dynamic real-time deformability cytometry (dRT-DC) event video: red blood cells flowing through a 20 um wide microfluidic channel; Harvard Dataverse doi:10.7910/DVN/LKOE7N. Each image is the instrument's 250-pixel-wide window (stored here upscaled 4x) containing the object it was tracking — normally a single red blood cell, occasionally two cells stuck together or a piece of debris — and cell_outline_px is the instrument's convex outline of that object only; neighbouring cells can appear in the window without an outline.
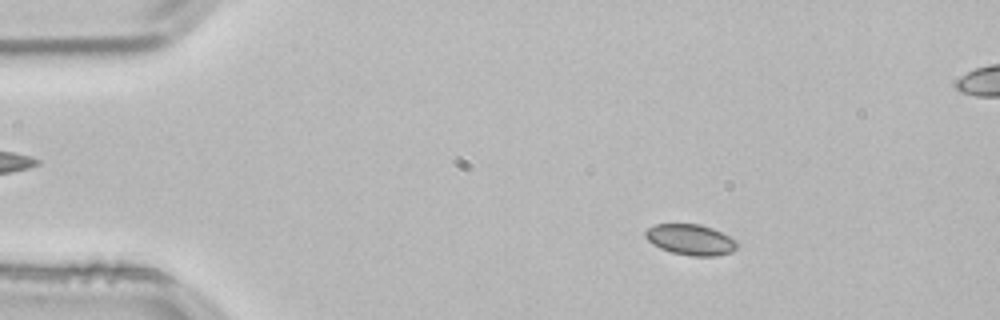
{"species": "common noctule bat (a hibernating species)", "species_latin": "Nyctalus noctula", "temperature_condition": "room temperature", "stored_images_in_passage": 54, "camera_frame_rate_fps": 3000, "um_per_image_px": 0.085, "animal": {"sex": "male", "body_mass_g": 21.5, "forearm_length_mm": 52.0}, "frame": {"image": 1, "passage_image": 8, "time_ms": 2.333, "image_size_px": [1000, 320], "cell_outline_px": [[736, 248], [732, 252], [716, 256], [692, 256], [672, 252], [660, 248], [652, 244], [644, 236], [644, 232], [648, 228], [656, 224], [700, 224], [712, 228], [736, 240]], "centroid_in_image_um": [58.68, 20.37], "position_along_channel_um": 26.3, "area_um2": 16.36}}
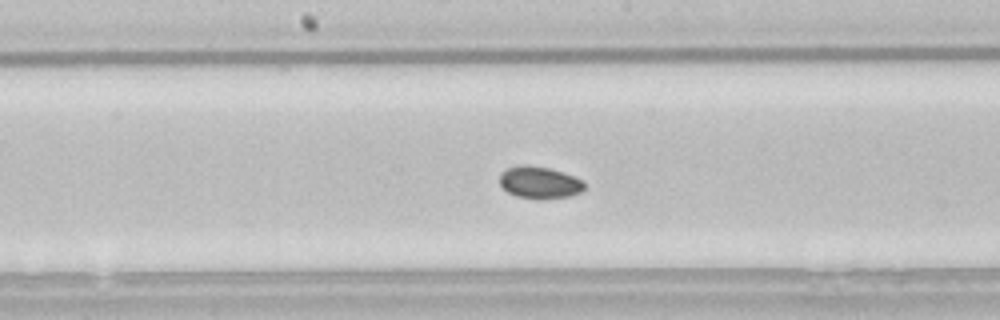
{"frame": {"image": 2, "passage_image": 27, "time_ms": 8.667, "image_size_px": [1000, 320], "cell_outline_px": [[584, 188], [580, 192], [568, 196], [540, 200], [536, 200], [516, 196], [508, 192], [500, 184], [500, 172], [508, 168], [520, 164], [528, 164], [548, 168], [564, 172], [584, 180]], "centroid_in_image_um": [45.85, 15.51], "position_along_channel_um": 202.3, "area_um2": 16.07}}
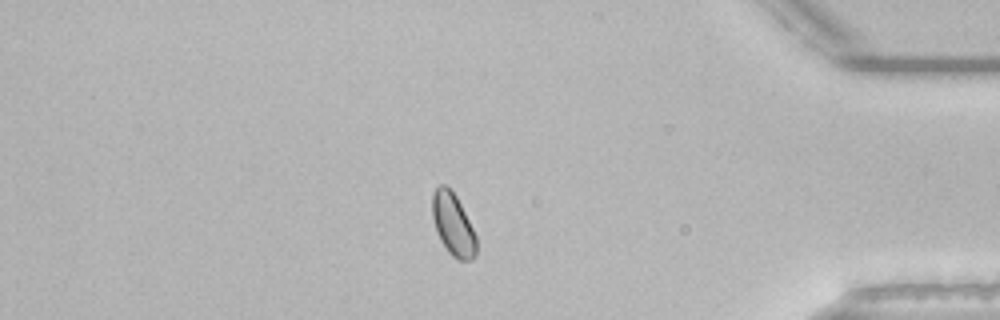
{"frame": {"image": 3, "passage_image": 45, "time_ms": 14.667, "image_size_px": [1000, 320], "cell_outline_px": [[476, 256], [472, 260], [460, 260], [452, 256], [448, 252], [440, 240], [436, 232], [432, 216], [432, 192], [440, 184], [444, 184], [456, 196], [476, 236]], "centroid_in_image_um": [38.49, 19.1], "position_along_channel_um": 396.7, "area_um2": 15.9}, "authors_computed_cell_mechanics": {"area_um2": 16.0395, "velocity_mm_per_s": 3.8031, "shape_relaxation_time_tau1_ms": null, "shape_relaxation_time_tau2_ms": 7.5474, "deformation_change_tau1": null, "deformation_change_tau2": 0.0547}}